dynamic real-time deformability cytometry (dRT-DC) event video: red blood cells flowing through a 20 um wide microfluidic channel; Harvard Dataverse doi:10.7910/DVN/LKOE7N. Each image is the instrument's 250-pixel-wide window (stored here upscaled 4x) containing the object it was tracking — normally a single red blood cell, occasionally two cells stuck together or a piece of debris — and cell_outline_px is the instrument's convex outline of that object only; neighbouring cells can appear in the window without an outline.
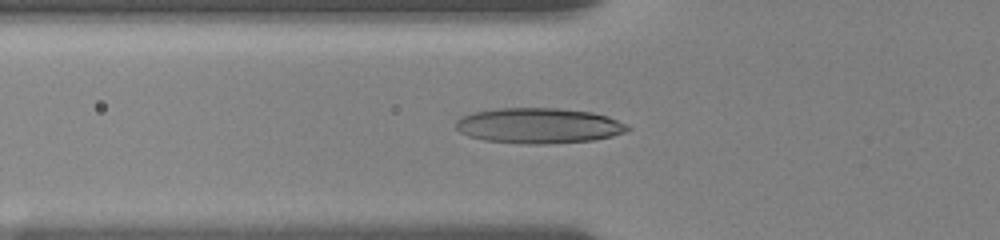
{"species": "human", "species_latin": "Homo sapiens", "temperature_condition": "room temperature", "stored_images_in_passage": 31, "camera_frame_rate_fps": 3000, "um_per_image_px": 0.085, "donor": {"sex": "female"}, "frame": {"image": 1, "passage_image": 2, "time_ms": 0.333, "image_size_px": [1000, 240], "cell_outline_px": [[632, 128], [624, 132], [612, 136], [592, 140], [548, 144], [528, 144], [484, 140], [468, 136], [460, 132], [456, 128], [456, 120], [460, 116], [476, 112], [500, 108], [556, 108], [592, 112], [608, 116], [628, 124]], "centroid_in_image_um": [45.81, 10.68], "position_along_channel_um": 80.0, "area_um2": 35.49}}
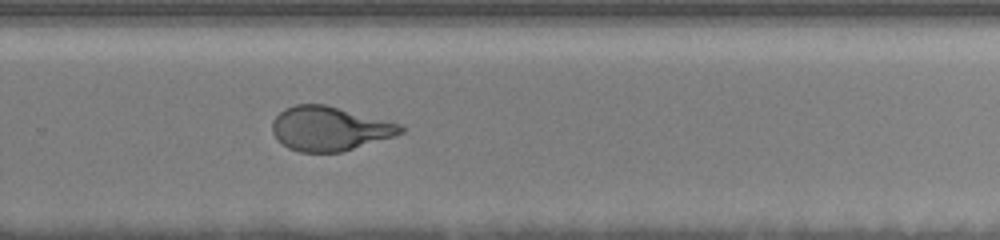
{"frame": {"image": 2, "passage_image": 16, "time_ms": 6.333, "image_size_px": [1000, 240], "cell_outline_px": [[408, 128], [404, 132], [396, 136], [340, 152], [300, 152], [288, 148], [276, 140], [272, 132], [272, 120], [284, 108], [296, 104], [324, 104], [404, 124]], "centroid_in_image_um": [28.04, 10.93], "position_along_channel_um": 301.8, "area_um2": 33.47}}
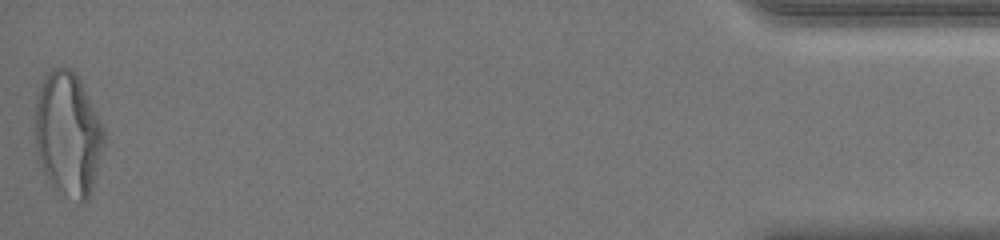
{"frame": {"image": 3, "passage_image": 31, "time_ms": 12.0, "image_size_px": [1000, 240], "cell_outline_px": [[104, 148], [92, 192], [88, 200], [80, 204], [56, 192], [52, 188], [36, 156], [32, 124], [36, 100], [40, 84], [44, 76], [52, 68], [64, 64], [72, 68], [76, 72], [104, 128]], "centroid_in_image_um": [5.74, 11.42], "position_along_channel_um": 429.5, "area_um2": 51.67}, "authors_computed_cell_mechanics": {"area_um2": 33.5818, "velocity_mm_per_s": 3.6883, "shape_relaxation_time_tau1_ms": 5.2605, "shape_relaxation_time_tau2_ms": 0.7865, "deformation_change_tau1": 0.2073, "deformation_change_tau2": 0.0807}}